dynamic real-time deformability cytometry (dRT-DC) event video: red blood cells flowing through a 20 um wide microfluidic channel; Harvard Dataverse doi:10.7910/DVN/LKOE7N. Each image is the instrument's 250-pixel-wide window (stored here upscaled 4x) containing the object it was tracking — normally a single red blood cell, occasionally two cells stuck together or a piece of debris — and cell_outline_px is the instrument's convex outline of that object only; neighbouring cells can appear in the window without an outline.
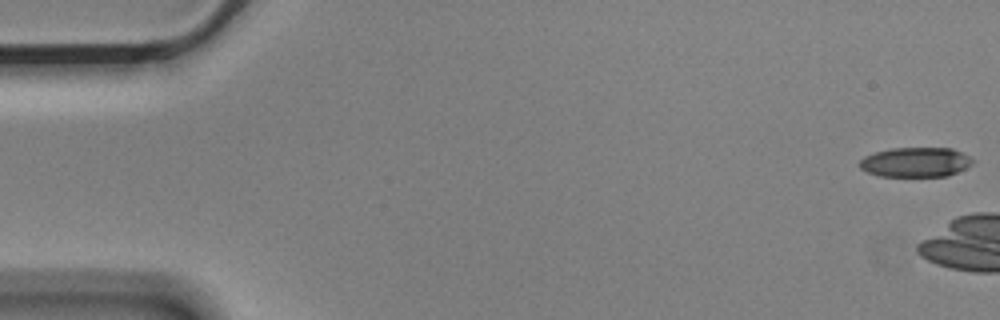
{"species": "Egyptian fruit bat (a non-hibernating species)", "species_latin": "Rousettus aegyptiacus", "temperature_condition": "cold", "stored_images_in_passage": 16, "camera_frame_rate_fps": 3000, "um_per_image_px": 0.085, "animal": {"sex": "male"}, "frame": {"image": 1, "passage_image": 1, "time_ms": 0.0, "image_size_px": [1000, 320], "cell_outline_px": [[976, 160], [972, 164], [948, 176], [880, 176], [868, 172], [860, 168], [860, 160], [864, 156], [876, 152], [892, 148], [952, 148]], "centroid_in_image_um": [77.83, 13.78], "position_along_channel_um": 7.2, "area_um2": 19.42}}
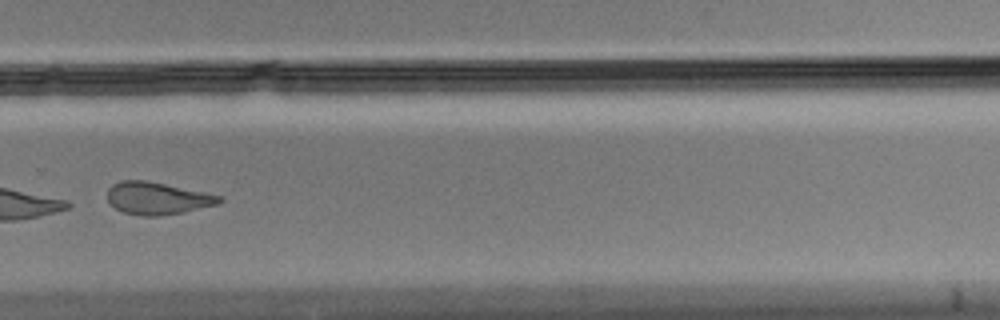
{"frame": {"image": 2, "passage_image": 12, "time_ms": 3.667, "image_size_px": [1000, 320], "cell_outline_px": [[224, 200], [220, 204], [184, 212], [160, 216], [140, 216], [124, 212], [116, 208], [108, 200], [108, 188], [112, 184], [120, 180], [144, 180], [224, 196]], "centroid_in_image_um": [13.41, 16.86], "position_along_channel_um": 316.4, "area_um2": 21.15}}